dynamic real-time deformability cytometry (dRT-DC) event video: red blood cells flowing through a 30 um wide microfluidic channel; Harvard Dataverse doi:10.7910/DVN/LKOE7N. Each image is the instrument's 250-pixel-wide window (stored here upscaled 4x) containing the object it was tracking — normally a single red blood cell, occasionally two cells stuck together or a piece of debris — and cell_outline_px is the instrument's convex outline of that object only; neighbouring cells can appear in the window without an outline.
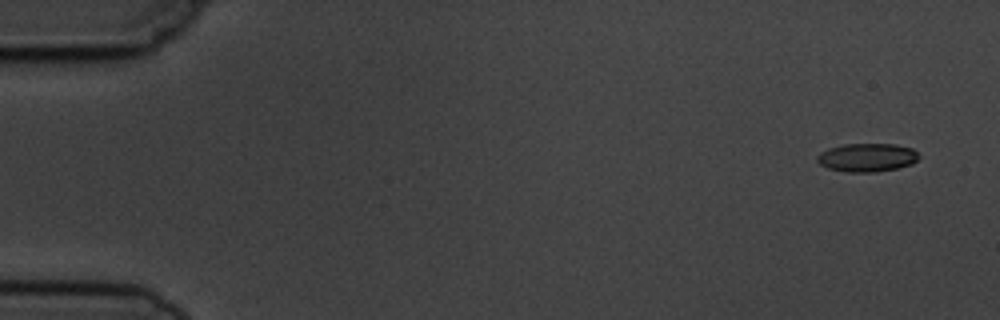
{"species": "common noctule bat (a hibernating species)", "species_latin": "Nyctalus noctula", "temperature_condition": "cold", "stored_images_in_passage": 4, "camera_frame_rate_fps": 3000, "um_per_image_px": 0.085, "animal": {"sex": "male", "body_mass_g": 19.5, "forearm_length_mm": 54.6}, "frame": {"image": 1, "passage_image": 1, "time_ms": 0.0, "image_size_px": [1000, 320], "cell_outline_px": [[920, 156], [912, 164], [896, 168], [876, 172], [848, 172], [828, 168], [820, 164], [816, 160], [816, 156], [820, 152], [828, 148], [844, 144], [896, 144], [912, 148]], "centroid_in_image_um": [73.68, 13.38], "position_along_channel_um": 11.3, "area_um2": 16.88}}
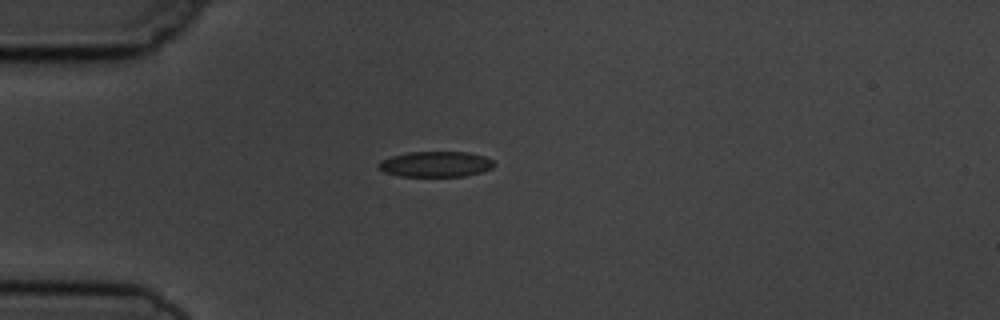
{"frame": {"image": 2, "passage_image": 4, "time_ms": 4.0, "image_size_px": [1000, 320], "cell_outline_px": [[496, 164], [492, 168], [480, 172], [464, 176], [400, 176], [384, 172], [380, 168], [380, 160], [392, 156], [408, 152], [468, 152], [484, 156], [492, 160]], "centroid_in_image_um": [37.05, 13.95], "position_along_channel_um": 47.9, "area_um2": 17.05}}